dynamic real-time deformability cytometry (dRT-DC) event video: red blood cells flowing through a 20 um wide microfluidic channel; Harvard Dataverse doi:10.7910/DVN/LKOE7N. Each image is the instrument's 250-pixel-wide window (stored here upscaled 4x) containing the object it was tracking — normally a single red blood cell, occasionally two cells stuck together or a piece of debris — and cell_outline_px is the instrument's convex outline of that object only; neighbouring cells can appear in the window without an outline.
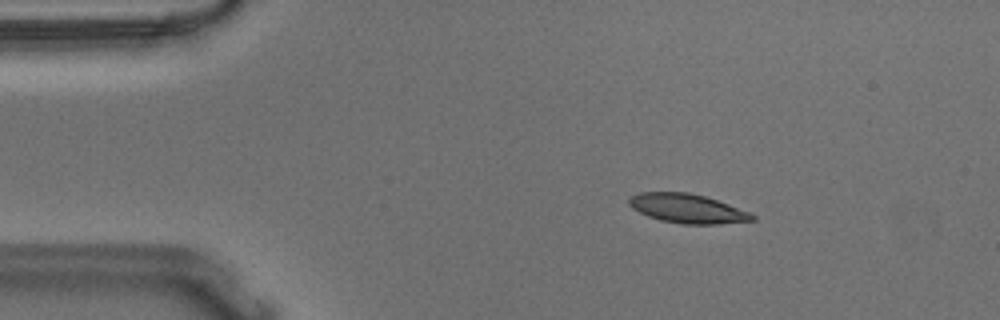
{"species": "Egyptian fruit bat (a non-hibernating species)", "species_latin": "Rousettus aegyptiacus", "temperature_condition": "warm", "stored_images_in_passage": 55, "camera_frame_rate_fps": 3000, "um_per_image_px": 0.085, "animal": {"sex": "male"}, "frame": {"image": 1, "passage_image": 9, "time_ms": 2.667, "image_size_px": [1000, 320], "cell_outline_px": [[756, 220], [720, 224], [680, 224], [660, 220], [648, 216], [632, 208], [628, 204], [628, 196], [640, 192], [688, 192], [704, 196], [728, 204], [748, 212], [756, 216]], "centroid_in_image_um": [58.39, 17.72], "position_along_channel_um": 26.6, "area_um2": 20.98}}
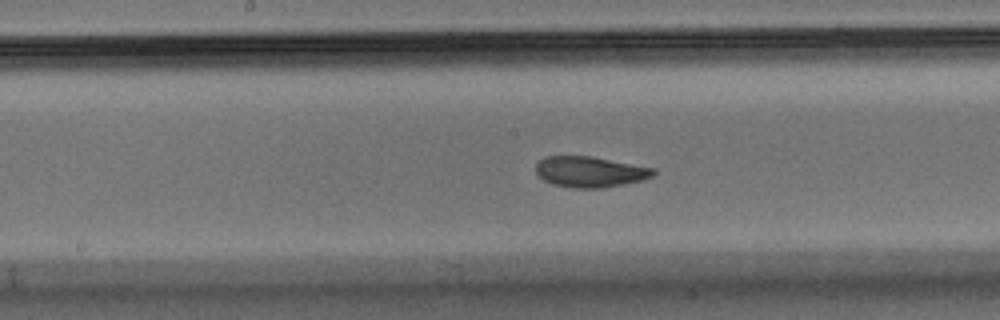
{"frame": {"image": 2, "passage_image": 28, "time_ms": 9.0, "image_size_px": [1000, 320], "cell_outline_px": [[656, 172], [652, 176], [640, 180], [624, 184], [600, 188], [572, 188], [552, 184], [544, 180], [536, 172], [536, 164], [544, 156], [592, 156], [656, 168]], "centroid_in_image_um": [50.15, 14.59], "position_along_channel_um": 198.1, "area_um2": 21.1}}
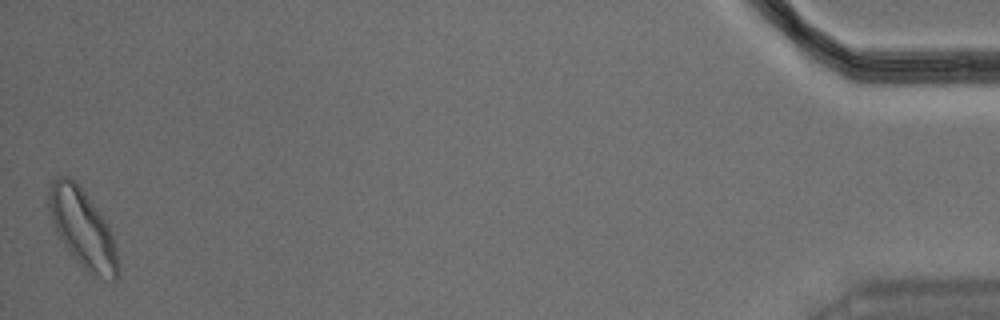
{"frame": {"image": 3, "passage_image": 55, "time_ms": 18.0, "image_size_px": [1000, 320], "cell_outline_px": [[120, 272], [116, 280], [112, 280], [92, 276], [68, 252], [56, 232], [44, 204], [52, 180], [56, 176], [68, 176], [76, 180], [80, 184], [100, 212], [108, 224], [112, 232], [116, 244], [120, 264]], "centroid_in_image_um": [7.01, 19.4], "position_along_channel_um": 428.2, "area_um2": 32.83}, "authors_computed_cell_mechanics": {"area_um2": 21.1548, "velocity_mm_per_s": 3.6131, "shape_relaxation_time_tau1_ms": 4.0314, "shape_relaxation_time_tau2_ms": 1.8908, "deformation_change_tau1": 0.1511, "deformation_change_tau2": 0.0683}}